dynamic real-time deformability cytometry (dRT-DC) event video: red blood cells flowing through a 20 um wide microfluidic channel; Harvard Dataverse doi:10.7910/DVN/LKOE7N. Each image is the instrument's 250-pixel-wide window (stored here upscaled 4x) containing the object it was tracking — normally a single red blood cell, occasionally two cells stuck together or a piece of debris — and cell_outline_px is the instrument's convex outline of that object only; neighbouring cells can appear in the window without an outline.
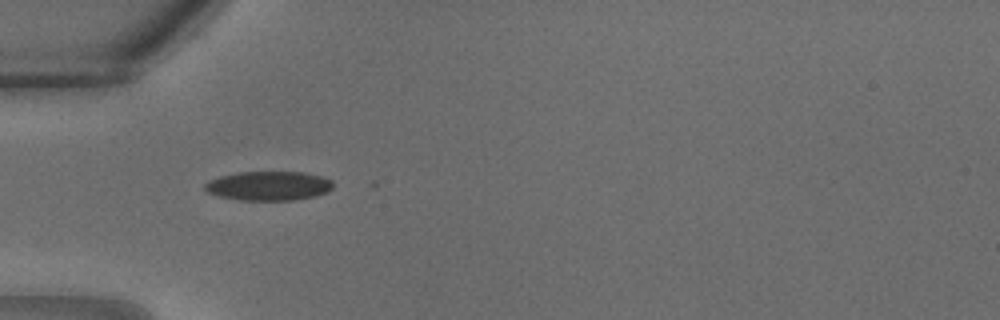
{"species": "common noctule bat (a hibernating species)", "species_latin": "Nyctalus noctula", "temperature_condition": "warm", "stored_images_in_passage": 23, "camera_frame_rate_fps": 3000, "um_per_image_px": 0.085, "animal": {"sex": "male", "body_mass_g": 18.8}, "frame": {"image": 1, "passage_image": 1, "time_ms": 0.0, "image_size_px": [1000, 320], "cell_outline_px": [[332, 188], [328, 192], [316, 196], [292, 200], [240, 200], [220, 196], [208, 192], [204, 188], [204, 184], [208, 180], [220, 176], [236, 172], [304, 172], [320, 176], [332, 180]], "centroid_in_image_um": [22.83, 15.79], "position_along_channel_um": 62.2, "area_um2": 21.85}}
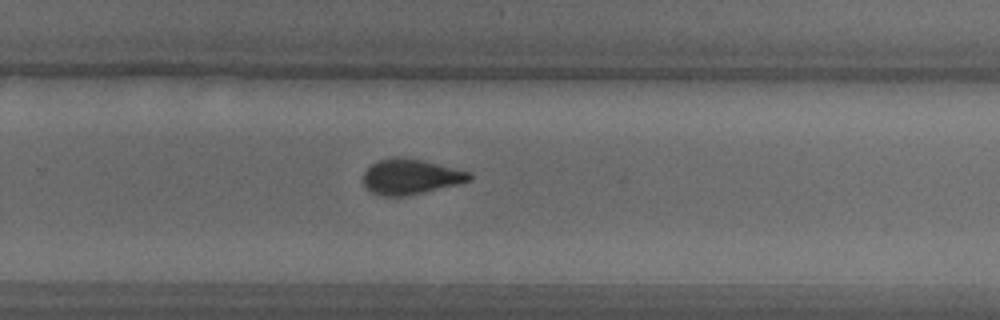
{"frame": {"image": 2, "passage_image": 12, "time_ms": 3.667, "image_size_px": [1000, 320], "cell_outline_px": [[472, 180], [460, 184], [404, 196], [380, 196], [372, 192], [364, 184], [364, 172], [372, 164], [380, 160], [420, 160], [472, 172]], "centroid_in_image_um": [34.96, 15.07], "position_along_channel_um": 294.8, "area_um2": 21.04}}
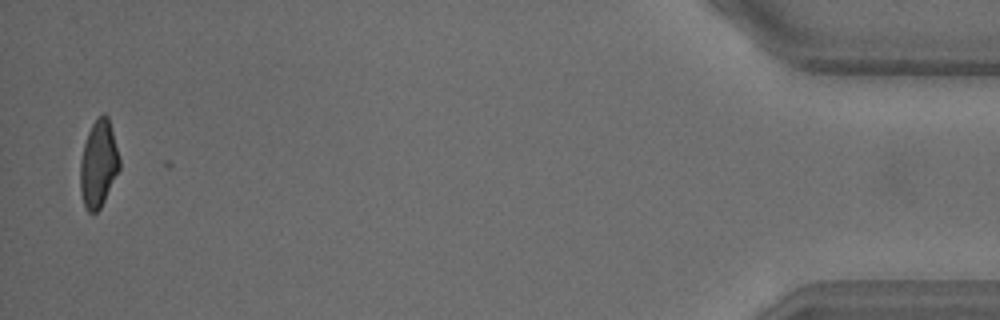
{"frame": {"image": 3, "passage_image": 22, "time_ms": 7.0, "image_size_px": [1000, 320], "cell_outline_px": [[120, 168], [100, 208], [96, 212], [88, 212], [84, 204], [80, 192], [80, 160], [84, 144], [88, 132], [96, 116], [104, 112], [108, 116], [120, 160]], "centroid_in_image_um": [8.36, 13.89], "position_along_channel_um": 426.8, "area_um2": 19.83}}